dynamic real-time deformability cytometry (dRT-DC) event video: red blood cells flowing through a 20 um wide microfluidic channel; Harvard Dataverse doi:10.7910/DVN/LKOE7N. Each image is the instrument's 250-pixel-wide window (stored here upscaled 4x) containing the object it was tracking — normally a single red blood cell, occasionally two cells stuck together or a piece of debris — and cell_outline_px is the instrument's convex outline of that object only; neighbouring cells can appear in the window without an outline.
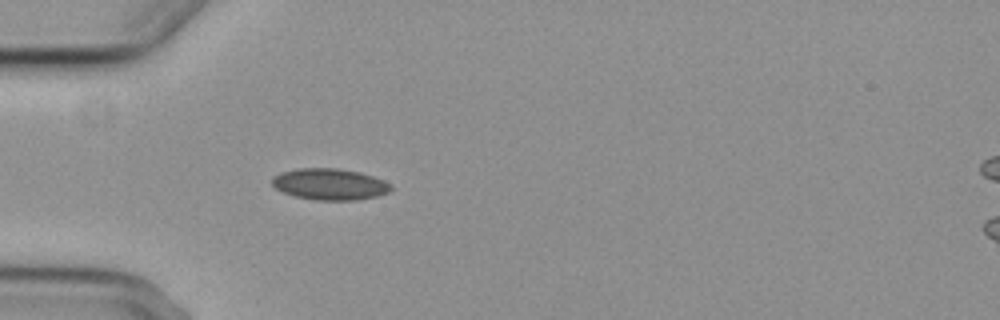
{"species": "common noctule bat (a hibernating species)", "species_latin": "Nyctalus noctula", "temperature_condition": "cold", "stored_images_in_passage": 1, "camera_frame_rate_fps": 3000, "um_per_image_px": 0.085, "animal": {"sex": "female", "body_mass_g": 29.2, "forearm_length_mm": 56.3}, "frame": {"image": 1, "passage_image": 1, "time_ms": 0.0, "image_size_px": [1000, 320], "cell_outline_px": [[392, 188], [388, 192], [376, 196], [356, 200], [316, 200], [296, 196], [284, 192], [276, 188], [272, 184], [272, 176], [280, 172], [300, 168], [336, 168], [360, 172], [384, 180], [392, 184]], "centroid_in_image_um": [28.03, 15.65], "position_along_channel_um": 57.0, "area_um2": 21.68}}